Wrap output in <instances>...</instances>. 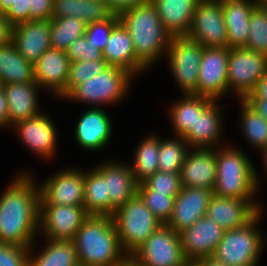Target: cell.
<instances>
[{"instance_id":"5","label":"cell","mask_w":267,"mask_h":266,"mask_svg":"<svg viewBox=\"0 0 267 266\" xmlns=\"http://www.w3.org/2000/svg\"><path fill=\"white\" fill-rule=\"evenodd\" d=\"M120 244L131 255L163 223L151 212L138 194L116 209L112 216Z\"/></svg>"},{"instance_id":"28","label":"cell","mask_w":267,"mask_h":266,"mask_svg":"<svg viewBox=\"0 0 267 266\" xmlns=\"http://www.w3.org/2000/svg\"><path fill=\"white\" fill-rule=\"evenodd\" d=\"M228 32V48H244L248 40L253 0H221Z\"/></svg>"},{"instance_id":"53","label":"cell","mask_w":267,"mask_h":266,"mask_svg":"<svg viewBox=\"0 0 267 266\" xmlns=\"http://www.w3.org/2000/svg\"><path fill=\"white\" fill-rule=\"evenodd\" d=\"M13 2L14 0H0V12L4 14Z\"/></svg>"},{"instance_id":"7","label":"cell","mask_w":267,"mask_h":266,"mask_svg":"<svg viewBox=\"0 0 267 266\" xmlns=\"http://www.w3.org/2000/svg\"><path fill=\"white\" fill-rule=\"evenodd\" d=\"M133 77L125 69L108 65L100 74L75 86L64 99L100 106L116 103L127 95Z\"/></svg>"},{"instance_id":"33","label":"cell","mask_w":267,"mask_h":266,"mask_svg":"<svg viewBox=\"0 0 267 266\" xmlns=\"http://www.w3.org/2000/svg\"><path fill=\"white\" fill-rule=\"evenodd\" d=\"M46 244L34 258L29 254V266H79L73 241L48 239Z\"/></svg>"},{"instance_id":"14","label":"cell","mask_w":267,"mask_h":266,"mask_svg":"<svg viewBox=\"0 0 267 266\" xmlns=\"http://www.w3.org/2000/svg\"><path fill=\"white\" fill-rule=\"evenodd\" d=\"M40 189L39 205L83 206L84 172L65 169L53 174Z\"/></svg>"},{"instance_id":"25","label":"cell","mask_w":267,"mask_h":266,"mask_svg":"<svg viewBox=\"0 0 267 266\" xmlns=\"http://www.w3.org/2000/svg\"><path fill=\"white\" fill-rule=\"evenodd\" d=\"M8 103L9 126L40 114L36 82L3 85Z\"/></svg>"},{"instance_id":"37","label":"cell","mask_w":267,"mask_h":266,"mask_svg":"<svg viewBox=\"0 0 267 266\" xmlns=\"http://www.w3.org/2000/svg\"><path fill=\"white\" fill-rule=\"evenodd\" d=\"M241 121L244 136L251 145L261 150L267 148V120L258 114L244 99H241Z\"/></svg>"},{"instance_id":"38","label":"cell","mask_w":267,"mask_h":266,"mask_svg":"<svg viewBox=\"0 0 267 266\" xmlns=\"http://www.w3.org/2000/svg\"><path fill=\"white\" fill-rule=\"evenodd\" d=\"M189 150L188 143L182 138L160 139L158 170L180 173L185 156Z\"/></svg>"},{"instance_id":"12","label":"cell","mask_w":267,"mask_h":266,"mask_svg":"<svg viewBox=\"0 0 267 266\" xmlns=\"http://www.w3.org/2000/svg\"><path fill=\"white\" fill-rule=\"evenodd\" d=\"M228 55V47H204L199 67L197 95L218 101L227 93Z\"/></svg>"},{"instance_id":"29","label":"cell","mask_w":267,"mask_h":266,"mask_svg":"<svg viewBox=\"0 0 267 266\" xmlns=\"http://www.w3.org/2000/svg\"><path fill=\"white\" fill-rule=\"evenodd\" d=\"M87 172H84L85 212L88 215L112 217L116 209L110 204L107 181L95 169Z\"/></svg>"},{"instance_id":"55","label":"cell","mask_w":267,"mask_h":266,"mask_svg":"<svg viewBox=\"0 0 267 266\" xmlns=\"http://www.w3.org/2000/svg\"><path fill=\"white\" fill-rule=\"evenodd\" d=\"M257 6H264L267 7V0H254Z\"/></svg>"},{"instance_id":"23","label":"cell","mask_w":267,"mask_h":266,"mask_svg":"<svg viewBox=\"0 0 267 266\" xmlns=\"http://www.w3.org/2000/svg\"><path fill=\"white\" fill-rule=\"evenodd\" d=\"M102 56L108 65L125 69L133 76L147 69L137 59L131 36L121 22L112 29Z\"/></svg>"},{"instance_id":"11","label":"cell","mask_w":267,"mask_h":266,"mask_svg":"<svg viewBox=\"0 0 267 266\" xmlns=\"http://www.w3.org/2000/svg\"><path fill=\"white\" fill-rule=\"evenodd\" d=\"M187 36L203 47H228L221 0H199Z\"/></svg>"},{"instance_id":"13","label":"cell","mask_w":267,"mask_h":266,"mask_svg":"<svg viewBox=\"0 0 267 266\" xmlns=\"http://www.w3.org/2000/svg\"><path fill=\"white\" fill-rule=\"evenodd\" d=\"M88 216L83 206L39 205V231L43 229L46 240L72 241Z\"/></svg>"},{"instance_id":"17","label":"cell","mask_w":267,"mask_h":266,"mask_svg":"<svg viewBox=\"0 0 267 266\" xmlns=\"http://www.w3.org/2000/svg\"><path fill=\"white\" fill-rule=\"evenodd\" d=\"M70 64L65 50L50 48L33 64L34 80L40 88L45 87L64 98Z\"/></svg>"},{"instance_id":"21","label":"cell","mask_w":267,"mask_h":266,"mask_svg":"<svg viewBox=\"0 0 267 266\" xmlns=\"http://www.w3.org/2000/svg\"><path fill=\"white\" fill-rule=\"evenodd\" d=\"M11 42L34 64L50 46V20H29L12 26Z\"/></svg>"},{"instance_id":"2","label":"cell","mask_w":267,"mask_h":266,"mask_svg":"<svg viewBox=\"0 0 267 266\" xmlns=\"http://www.w3.org/2000/svg\"><path fill=\"white\" fill-rule=\"evenodd\" d=\"M72 241L80 266H114L128 256L111 216L89 215Z\"/></svg>"},{"instance_id":"20","label":"cell","mask_w":267,"mask_h":266,"mask_svg":"<svg viewBox=\"0 0 267 266\" xmlns=\"http://www.w3.org/2000/svg\"><path fill=\"white\" fill-rule=\"evenodd\" d=\"M22 142L32 152L50 159L56 152L57 132L50 117L38 114L14 125Z\"/></svg>"},{"instance_id":"18","label":"cell","mask_w":267,"mask_h":266,"mask_svg":"<svg viewBox=\"0 0 267 266\" xmlns=\"http://www.w3.org/2000/svg\"><path fill=\"white\" fill-rule=\"evenodd\" d=\"M259 212L260 205L252 199H233L212 195L206 216L224 230L243 227Z\"/></svg>"},{"instance_id":"36","label":"cell","mask_w":267,"mask_h":266,"mask_svg":"<svg viewBox=\"0 0 267 266\" xmlns=\"http://www.w3.org/2000/svg\"><path fill=\"white\" fill-rule=\"evenodd\" d=\"M54 0H14L4 17L14 26L29 20H50Z\"/></svg>"},{"instance_id":"35","label":"cell","mask_w":267,"mask_h":266,"mask_svg":"<svg viewBox=\"0 0 267 266\" xmlns=\"http://www.w3.org/2000/svg\"><path fill=\"white\" fill-rule=\"evenodd\" d=\"M160 137L147 136L137 147L130 165L135 180L140 183L158 171Z\"/></svg>"},{"instance_id":"48","label":"cell","mask_w":267,"mask_h":266,"mask_svg":"<svg viewBox=\"0 0 267 266\" xmlns=\"http://www.w3.org/2000/svg\"><path fill=\"white\" fill-rule=\"evenodd\" d=\"M254 110L267 120V99L259 97H246L244 99Z\"/></svg>"},{"instance_id":"1","label":"cell","mask_w":267,"mask_h":266,"mask_svg":"<svg viewBox=\"0 0 267 266\" xmlns=\"http://www.w3.org/2000/svg\"><path fill=\"white\" fill-rule=\"evenodd\" d=\"M30 176L18 175L0 197V242L33 246L39 231L40 189Z\"/></svg>"},{"instance_id":"57","label":"cell","mask_w":267,"mask_h":266,"mask_svg":"<svg viewBox=\"0 0 267 266\" xmlns=\"http://www.w3.org/2000/svg\"><path fill=\"white\" fill-rule=\"evenodd\" d=\"M1 87H3V84H2L1 79H0V88H1Z\"/></svg>"},{"instance_id":"46","label":"cell","mask_w":267,"mask_h":266,"mask_svg":"<svg viewBox=\"0 0 267 266\" xmlns=\"http://www.w3.org/2000/svg\"><path fill=\"white\" fill-rule=\"evenodd\" d=\"M112 15L120 16L122 13L145 3L147 0H104Z\"/></svg>"},{"instance_id":"31","label":"cell","mask_w":267,"mask_h":266,"mask_svg":"<svg viewBox=\"0 0 267 266\" xmlns=\"http://www.w3.org/2000/svg\"><path fill=\"white\" fill-rule=\"evenodd\" d=\"M0 79L3 85L35 82L33 64L9 42L0 47Z\"/></svg>"},{"instance_id":"34","label":"cell","mask_w":267,"mask_h":266,"mask_svg":"<svg viewBox=\"0 0 267 266\" xmlns=\"http://www.w3.org/2000/svg\"><path fill=\"white\" fill-rule=\"evenodd\" d=\"M87 23L75 17H52L50 19V46L67 50L76 39L86 33Z\"/></svg>"},{"instance_id":"56","label":"cell","mask_w":267,"mask_h":266,"mask_svg":"<svg viewBox=\"0 0 267 266\" xmlns=\"http://www.w3.org/2000/svg\"><path fill=\"white\" fill-rule=\"evenodd\" d=\"M263 156V158H264V166H265V168H266V171H267V148L261 153Z\"/></svg>"},{"instance_id":"50","label":"cell","mask_w":267,"mask_h":266,"mask_svg":"<svg viewBox=\"0 0 267 266\" xmlns=\"http://www.w3.org/2000/svg\"><path fill=\"white\" fill-rule=\"evenodd\" d=\"M247 97H259L267 99V72L260 78L255 90Z\"/></svg>"},{"instance_id":"9","label":"cell","mask_w":267,"mask_h":266,"mask_svg":"<svg viewBox=\"0 0 267 266\" xmlns=\"http://www.w3.org/2000/svg\"><path fill=\"white\" fill-rule=\"evenodd\" d=\"M227 66L228 91L234 89L239 100L245 99L267 72V55L245 48H229Z\"/></svg>"},{"instance_id":"52","label":"cell","mask_w":267,"mask_h":266,"mask_svg":"<svg viewBox=\"0 0 267 266\" xmlns=\"http://www.w3.org/2000/svg\"><path fill=\"white\" fill-rule=\"evenodd\" d=\"M114 266H140L139 263L131 256L128 255L124 260Z\"/></svg>"},{"instance_id":"16","label":"cell","mask_w":267,"mask_h":266,"mask_svg":"<svg viewBox=\"0 0 267 266\" xmlns=\"http://www.w3.org/2000/svg\"><path fill=\"white\" fill-rule=\"evenodd\" d=\"M224 231L207 216L201 217L191 227L179 233L183 255L186 259L197 260L213 256Z\"/></svg>"},{"instance_id":"22","label":"cell","mask_w":267,"mask_h":266,"mask_svg":"<svg viewBox=\"0 0 267 266\" xmlns=\"http://www.w3.org/2000/svg\"><path fill=\"white\" fill-rule=\"evenodd\" d=\"M111 122L106 111L99 106L89 108L77 122L75 129L77 143L89 151L105 147L112 135Z\"/></svg>"},{"instance_id":"8","label":"cell","mask_w":267,"mask_h":266,"mask_svg":"<svg viewBox=\"0 0 267 266\" xmlns=\"http://www.w3.org/2000/svg\"><path fill=\"white\" fill-rule=\"evenodd\" d=\"M204 47L188 36H173L167 49L170 70L184 95L196 94Z\"/></svg>"},{"instance_id":"26","label":"cell","mask_w":267,"mask_h":266,"mask_svg":"<svg viewBox=\"0 0 267 266\" xmlns=\"http://www.w3.org/2000/svg\"><path fill=\"white\" fill-rule=\"evenodd\" d=\"M214 100L203 112H196L194 127L182 137L189 148H212L222 134L220 108Z\"/></svg>"},{"instance_id":"43","label":"cell","mask_w":267,"mask_h":266,"mask_svg":"<svg viewBox=\"0 0 267 266\" xmlns=\"http://www.w3.org/2000/svg\"><path fill=\"white\" fill-rule=\"evenodd\" d=\"M119 16L111 15L109 18L87 24L85 36L94 47L101 51L105 48L112 29L119 23Z\"/></svg>"},{"instance_id":"27","label":"cell","mask_w":267,"mask_h":266,"mask_svg":"<svg viewBox=\"0 0 267 266\" xmlns=\"http://www.w3.org/2000/svg\"><path fill=\"white\" fill-rule=\"evenodd\" d=\"M172 36H187L199 0H150Z\"/></svg>"},{"instance_id":"6","label":"cell","mask_w":267,"mask_h":266,"mask_svg":"<svg viewBox=\"0 0 267 266\" xmlns=\"http://www.w3.org/2000/svg\"><path fill=\"white\" fill-rule=\"evenodd\" d=\"M260 212L243 227L225 230L213 256L228 266H257L263 237L256 228Z\"/></svg>"},{"instance_id":"42","label":"cell","mask_w":267,"mask_h":266,"mask_svg":"<svg viewBox=\"0 0 267 266\" xmlns=\"http://www.w3.org/2000/svg\"><path fill=\"white\" fill-rule=\"evenodd\" d=\"M142 183L153 193L178 194L181 191L180 173L157 171Z\"/></svg>"},{"instance_id":"41","label":"cell","mask_w":267,"mask_h":266,"mask_svg":"<svg viewBox=\"0 0 267 266\" xmlns=\"http://www.w3.org/2000/svg\"><path fill=\"white\" fill-rule=\"evenodd\" d=\"M108 66L105 60L77 61L70 64L69 77L65 87V96L77 85L88 78L100 74Z\"/></svg>"},{"instance_id":"10","label":"cell","mask_w":267,"mask_h":266,"mask_svg":"<svg viewBox=\"0 0 267 266\" xmlns=\"http://www.w3.org/2000/svg\"><path fill=\"white\" fill-rule=\"evenodd\" d=\"M131 256L140 266H181L186 260L179 233L166 224L156 229Z\"/></svg>"},{"instance_id":"24","label":"cell","mask_w":267,"mask_h":266,"mask_svg":"<svg viewBox=\"0 0 267 266\" xmlns=\"http://www.w3.org/2000/svg\"><path fill=\"white\" fill-rule=\"evenodd\" d=\"M105 162L95 170L107 181L110 204L119 208L137 194L138 182L128 164Z\"/></svg>"},{"instance_id":"49","label":"cell","mask_w":267,"mask_h":266,"mask_svg":"<svg viewBox=\"0 0 267 266\" xmlns=\"http://www.w3.org/2000/svg\"><path fill=\"white\" fill-rule=\"evenodd\" d=\"M9 126L8 120V103L6 99V95L4 92V88H0V128L1 126L6 127Z\"/></svg>"},{"instance_id":"45","label":"cell","mask_w":267,"mask_h":266,"mask_svg":"<svg viewBox=\"0 0 267 266\" xmlns=\"http://www.w3.org/2000/svg\"><path fill=\"white\" fill-rule=\"evenodd\" d=\"M30 249L0 242V266H29Z\"/></svg>"},{"instance_id":"30","label":"cell","mask_w":267,"mask_h":266,"mask_svg":"<svg viewBox=\"0 0 267 266\" xmlns=\"http://www.w3.org/2000/svg\"><path fill=\"white\" fill-rule=\"evenodd\" d=\"M104 0H54L52 17H75L87 24L111 16Z\"/></svg>"},{"instance_id":"3","label":"cell","mask_w":267,"mask_h":266,"mask_svg":"<svg viewBox=\"0 0 267 266\" xmlns=\"http://www.w3.org/2000/svg\"><path fill=\"white\" fill-rule=\"evenodd\" d=\"M119 21L128 30L137 59L146 68L167 52L173 36L163 26L150 0L122 13Z\"/></svg>"},{"instance_id":"4","label":"cell","mask_w":267,"mask_h":266,"mask_svg":"<svg viewBox=\"0 0 267 266\" xmlns=\"http://www.w3.org/2000/svg\"><path fill=\"white\" fill-rule=\"evenodd\" d=\"M217 177L213 194L233 199H254L258 174L247 155L235 147L216 150Z\"/></svg>"},{"instance_id":"40","label":"cell","mask_w":267,"mask_h":266,"mask_svg":"<svg viewBox=\"0 0 267 266\" xmlns=\"http://www.w3.org/2000/svg\"><path fill=\"white\" fill-rule=\"evenodd\" d=\"M137 194L151 212L167 224L173 214L176 194L153 193L142 182L138 183Z\"/></svg>"},{"instance_id":"39","label":"cell","mask_w":267,"mask_h":266,"mask_svg":"<svg viewBox=\"0 0 267 266\" xmlns=\"http://www.w3.org/2000/svg\"><path fill=\"white\" fill-rule=\"evenodd\" d=\"M248 30L244 48L267 55V7L256 5L253 8Z\"/></svg>"},{"instance_id":"54","label":"cell","mask_w":267,"mask_h":266,"mask_svg":"<svg viewBox=\"0 0 267 266\" xmlns=\"http://www.w3.org/2000/svg\"><path fill=\"white\" fill-rule=\"evenodd\" d=\"M181 266H203L202 262L197 259H186Z\"/></svg>"},{"instance_id":"19","label":"cell","mask_w":267,"mask_h":266,"mask_svg":"<svg viewBox=\"0 0 267 266\" xmlns=\"http://www.w3.org/2000/svg\"><path fill=\"white\" fill-rule=\"evenodd\" d=\"M192 150H188L181 167V185L214 190L217 177L216 151L212 148Z\"/></svg>"},{"instance_id":"15","label":"cell","mask_w":267,"mask_h":266,"mask_svg":"<svg viewBox=\"0 0 267 266\" xmlns=\"http://www.w3.org/2000/svg\"><path fill=\"white\" fill-rule=\"evenodd\" d=\"M213 190L199 187H183L175 197L173 214L167 226L177 233L191 227L206 216Z\"/></svg>"},{"instance_id":"44","label":"cell","mask_w":267,"mask_h":266,"mask_svg":"<svg viewBox=\"0 0 267 266\" xmlns=\"http://www.w3.org/2000/svg\"><path fill=\"white\" fill-rule=\"evenodd\" d=\"M66 52L71 63L87 60H104L102 51L94 47V45L87 40L85 35L72 42Z\"/></svg>"},{"instance_id":"32","label":"cell","mask_w":267,"mask_h":266,"mask_svg":"<svg viewBox=\"0 0 267 266\" xmlns=\"http://www.w3.org/2000/svg\"><path fill=\"white\" fill-rule=\"evenodd\" d=\"M183 96L184 98L175 102L169 111L175 136L178 137H183L191 127H194L196 112H203L214 101L209 97L196 94Z\"/></svg>"},{"instance_id":"47","label":"cell","mask_w":267,"mask_h":266,"mask_svg":"<svg viewBox=\"0 0 267 266\" xmlns=\"http://www.w3.org/2000/svg\"><path fill=\"white\" fill-rule=\"evenodd\" d=\"M12 25L0 12V47L11 42Z\"/></svg>"},{"instance_id":"51","label":"cell","mask_w":267,"mask_h":266,"mask_svg":"<svg viewBox=\"0 0 267 266\" xmlns=\"http://www.w3.org/2000/svg\"><path fill=\"white\" fill-rule=\"evenodd\" d=\"M199 260L202 262L203 266H228L224 262L216 259L214 256L204 257Z\"/></svg>"}]
</instances>
